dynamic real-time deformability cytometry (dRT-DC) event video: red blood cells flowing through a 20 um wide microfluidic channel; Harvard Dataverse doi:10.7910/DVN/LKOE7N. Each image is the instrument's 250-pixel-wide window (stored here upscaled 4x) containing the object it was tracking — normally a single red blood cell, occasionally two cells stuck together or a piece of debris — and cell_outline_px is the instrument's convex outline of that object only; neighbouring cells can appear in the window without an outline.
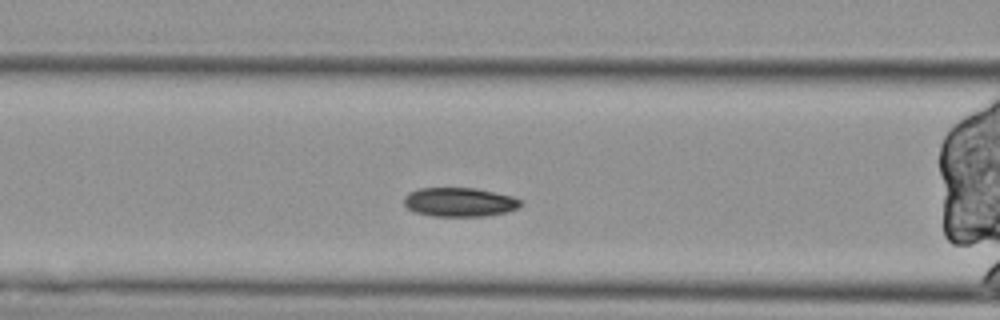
{"species": "Egyptian fruit bat (a non-hibernating species)", "species_latin": "Rousettus aegyptiacus", "temperature_condition": "cold", "stored_images_in_passage": 38, "camera_frame_rate_fps": 3000, "um_per_image_px": 0.085, "animal": {"sex": "female"}, "frame": {"image": 1, "passage_image": 8, "time_ms": 2.333, "image_size_px": [1000, 320], "cell_outline_px": [[524, 204], [508, 212], [484, 216], [432, 216], [416, 212], [408, 208], [404, 204], [404, 196], [408, 192], [420, 188], [476, 188], [512, 196], [520, 200]], "centroid_in_image_um": [39.06, 17.18], "position_along_channel_um": 127.5, "area_um2": 19.77}}
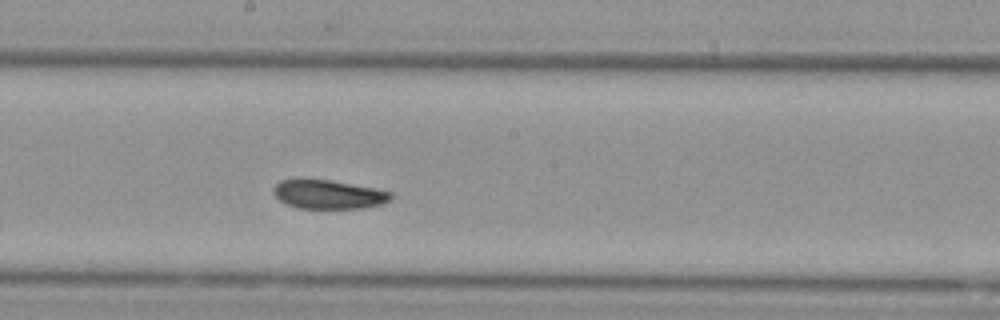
{"frame": {"image": 2, "passage_image": 16, "time_ms": 5.0, "image_size_px": [1000, 320], "cell_outline_px": [[392, 200], [384, 204], [364, 208], [296, 208], [280, 200], [276, 196], [272, 188], [280, 180], [332, 180], [376, 188], [392, 192]], "centroid_in_image_um": [27.99, 16.53], "position_along_channel_um": 220.2, "area_um2": 19.77}}
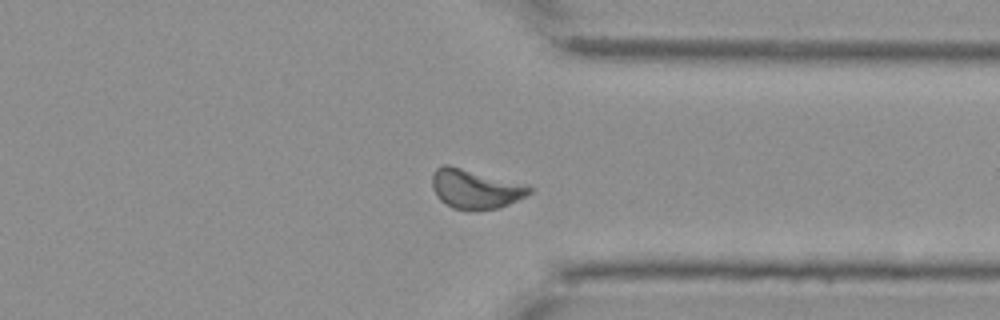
{"frame": {"image": 3, "passage_image": 29, "time_ms": 9.333, "image_size_px": [1000, 320], "cell_outline_px": [[532, 192], [500, 208], [452, 208], [440, 200], [436, 196], [432, 188], [432, 176], [436, 168], [444, 164], [448, 164], [528, 184], [532, 188]], "centroid_in_image_um": [40.39, 16.02], "position_along_channel_um": 371.0, "area_um2": 22.08}}